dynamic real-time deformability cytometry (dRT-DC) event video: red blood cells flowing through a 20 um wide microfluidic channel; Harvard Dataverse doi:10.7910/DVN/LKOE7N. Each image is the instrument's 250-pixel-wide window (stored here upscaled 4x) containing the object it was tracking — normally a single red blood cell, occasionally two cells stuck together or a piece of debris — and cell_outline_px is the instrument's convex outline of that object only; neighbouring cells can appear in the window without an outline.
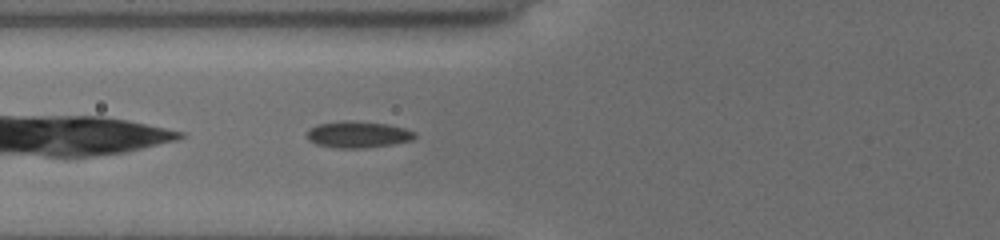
{"species": "common noctule bat (a hibernating species)", "species_latin": "Nyctalus noctula", "temperature_condition": "cold", "stored_images_in_passage": 16, "camera_frame_rate_fps": 3000, "um_per_image_px": 0.085, "animal": {"sex": "female", "body_mass_g": 19.5, "forearm_length_mm": 54.1}, "frame": {"image": 1, "passage_image": 4, "time_ms": 1.0, "image_size_px": [1000, 240], "cell_outline_px": [[416, 136], [412, 140], [392, 144], [364, 148], [336, 148], [316, 144], [308, 140], [308, 128], [316, 124], [344, 120], [348, 120], [388, 124], [404, 128], [416, 132]], "centroid_in_image_um": [30.41, 11.43], "position_along_channel_um": 95.4, "area_um2": 16.76}}
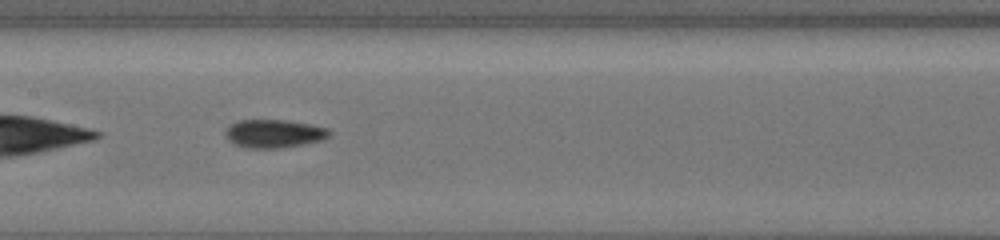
{"frame": {"image": 2, "passage_image": 10, "time_ms": 3.0, "image_size_px": [1000, 240], "cell_outline_px": [[332, 132], [328, 136], [320, 140], [284, 148], [248, 148], [236, 144], [228, 140], [224, 132], [228, 124], [236, 120], [284, 120], [312, 124], [328, 128]], "centroid_in_image_um": [23.26, 11.34], "position_along_channel_um": 184.1, "area_um2": 17.22}}
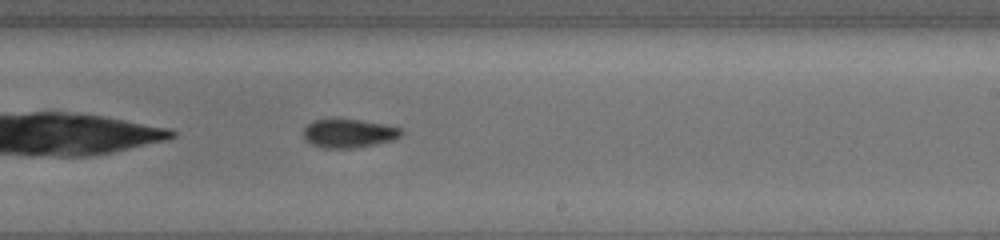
{"frame": {"image": 3, "passage_image": 16, "time_ms": 5.0, "image_size_px": [1000, 240], "cell_outline_px": [[404, 132], [400, 136], [392, 140], [352, 148], [324, 148], [312, 144], [304, 136], [304, 128], [308, 124], [316, 120], [360, 120], [384, 124], [400, 128]], "centroid_in_image_um": [29.66, 11.34], "position_along_channel_um": 259.3, "area_um2": 15.84}}